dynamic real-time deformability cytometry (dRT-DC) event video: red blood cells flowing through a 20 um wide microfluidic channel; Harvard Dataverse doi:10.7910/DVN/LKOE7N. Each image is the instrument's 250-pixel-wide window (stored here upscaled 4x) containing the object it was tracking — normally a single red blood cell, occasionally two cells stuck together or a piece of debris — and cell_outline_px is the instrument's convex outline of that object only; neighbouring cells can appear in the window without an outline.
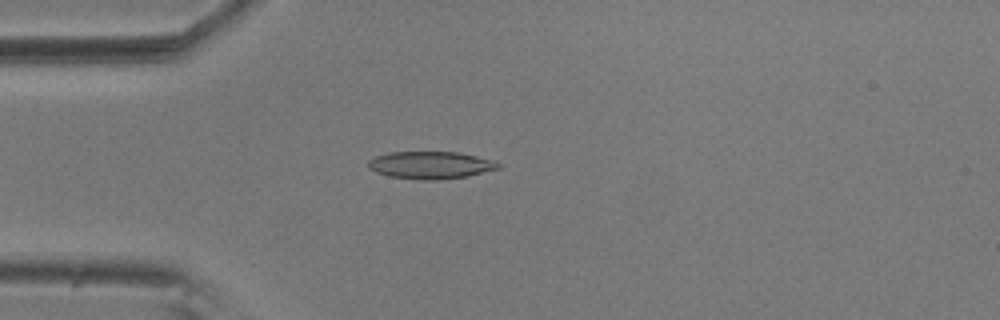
{"species": "common noctule bat (a hibernating species)", "species_latin": "Nyctalus noctula", "temperature_condition": "room temperature", "stored_images_in_passage": 56, "camera_frame_rate_fps": 3000, "um_per_image_px": 0.085, "animal": {"sex": "male", "body_mass_g": 20.5, "forearm_length_mm": 52.5}, "frame": {"image": 1, "passage_image": 15, "time_ms": 4.667, "image_size_px": [1000, 320], "cell_outline_px": [[500, 168], [468, 176], [440, 180], [420, 180], [388, 176], [376, 172], [368, 168], [368, 160], [376, 156], [388, 152], [460, 152], [492, 160], [500, 164]], "centroid_in_image_um": [36.58, 14.04], "position_along_channel_um": 48.4, "area_um2": 20.87}}
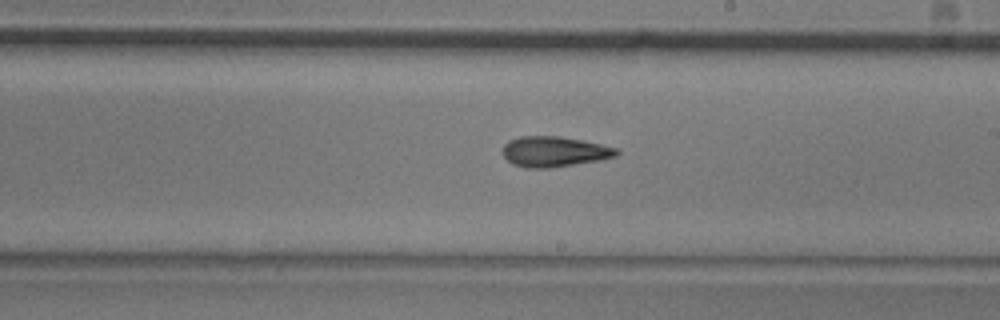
{"frame": {"image": 2, "passage_image": 32, "time_ms": 10.333, "image_size_px": [1000, 320], "cell_outline_px": [[620, 152], [616, 156], [596, 160], [552, 168], [524, 168], [512, 164], [504, 156], [504, 144], [508, 140], [520, 136], [560, 136], [600, 144], [616, 148]], "centroid_in_image_um": [47.07, 12.89], "position_along_channel_um": 241.9, "area_um2": 20.0}}
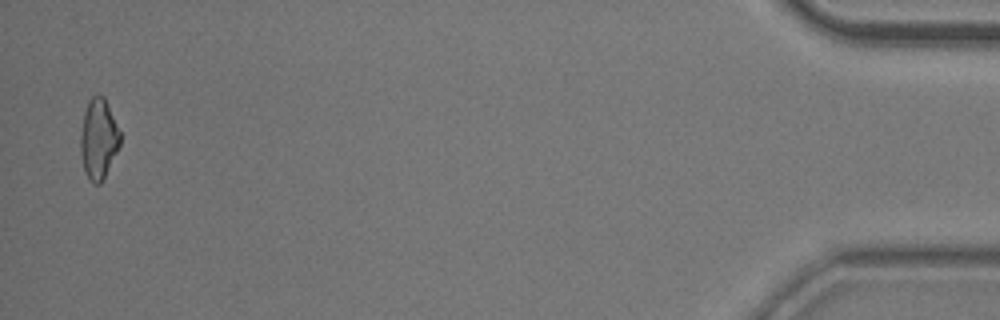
{"frame": {"image": 3, "passage_image": 55, "time_ms": 18.0, "image_size_px": [1000, 320], "cell_outline_px": [[120, 144], [100, 184], [92, 184], [88, 180], [84, 172], [80, 152], [80, 136], [84, 112], [88, 100], [96, 92], [104, 96], [120, 132]], "centroid_in_image_um": [8.34, 11.79], "position_along_channel_um": 426.9, "area_um2": 18.55}, "authors_computed_cell_mechanics": {"area_um2": 19.5364, "velocity_mm_per_s": 3.6021, "shape_relaxation_time_tau1_ms": 8.7565, "shape_relaxation_time_tau2_ms": 3.2172, "deformation_change_tau1": 0.2073, "deformation_change_tau2": 0.1217}}